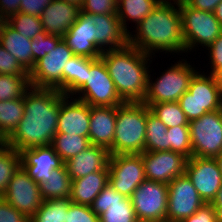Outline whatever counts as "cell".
Wrapping results in <instances>:
<instances>
[{"mask_svg":"<svg viewBox=\"0 0 222 222\" xmlns=\"http://www.w3.org/2000/svg\"><path fill=\"white\" fill-rule=\"evenodd\" d=\"M185 174L204 203H211L222 187V176L215 158L194 157L187 160Z\"/></svg>","mask_w":222,"mask_h":222,"instance_id":"cell-14","label":"cell"},{"mask_svg":"<svg viewBox=\"0 0 222 222\" xmlns=\"http://www.w3.org/2000/svg\"><path fill=\"white\" fill-rule=\"evenodd\" d=\"M62 1L71 2V3L77 4L79 6H81L82 2H83V0H62Z\"/></svg>","mask_w":222,"mask_h":222,"instance_id":"cell-55","label":"cell"},{"mask_svg":"<svg viewBox=\"0 0 222 222\" xmlns=\"http://www.w3.org/2000/svg\"><path fill=\"white\" fill-rule=\"evenodd\" d=\"M20 157L21 167L38 185L64 164L51 144L21 150Z\"/></svg>","mask_w":222,"mask_h":222,"instance_id":"cell-19","label":"cell"},{"mask_svg":"<svg viewBox=\"0 0 222 222\" xmlns=\"http://www.w3.org/2000/svg\"><path fill=\"white\" fill-rule=\"evenodd\" d=\"M29 74L18 60L0 44V75Z\"/></svg>","mask_w":222,"mask_h":222,"instance_id":"cell-42","label":"cell"},{"mask_svg":"<svg viewBox=\"0 0 222 222\" xmlns=\"http://www.w3.org/2000/svg\"><path fill=\"white\" fill-rule=\"evenodd\" d=\"M117 0H83L81 12L88 14H117Z\"/></svg>","mask_w":222,"mask_h":222,"instance_id":"cell-41","label":"cell"},{"mask_svg":"<svg viewBox=\"0 0 222 222\" xmlns=\"http://www.w3.org/2000/svg\"><path fill=\"white\" fill-rule=\"evenodd\" d=\"M100 58L104 61L120 98L128 103L143 102L152 57L128 44L120 49L103 51Z\"/></svg>","mask_w":222,"mask_h":222,"instance_id":"cell-3","label":"cell"},{"mask_svg":"<svg viewBox=\"0 0 222 222\" xmlns=\"http://www.w3.org/2000/svg\"><path fill=\"white\" fill-rule=\"evenodd\" d=\"M130 198L139 222H166L168 184L144 180Z\"/></svg>","mask_w":222,"mask_h":222,"instance_id":"cell-10","label":"cell"},{"mask_svg":"<svg viewBox=\"0 0 222 222\" xmlns=\"http://www.w3.org/2000/svg\"><path fill=\"white\" fill-rule=\"evenodd\" d=\"M214 14L222 26V1L216 6V9L214 10Z\"/></svg>","mask_w":222,"mask_h":222,"instance_id":"cell-51","label":"cell"},{"mask_svg":"<svg viewBox=\"0 0 222 222\" xmlns=\"http://www.w3.org/2000/svg\"><path fill=\"white\" fill-rule=\"evenodd\" d=\"M167 204L166 222H182L205 203L185 174L168 184Z\"/></svg>","mask_w":222,"mask_h":222,"instance_id":"cell-13","label":"cell"},{"mask_svg":"<svg viewBox=\"0 0 222 222\" xmlns=\"http://www.w3.org/2000/svg\"><path fill=\"white\" fill-rule=\"evenodd\" d=\"M73 55L98 59L101 52L91 43L90 14L81 12L75 23L63 35Z\"/></svg>","mask_w":222,"mask_h":222,"instance_id":"cell-24","label":"cell"},{"mask_svg":"<svg viewBox=\"0 0 222 222\" xmlns=\"http://www.w3.org/2000/svg\"><path fill=\"white\" fill-rule=\"evenodd\" d=\"M146 180L169 184L174 178L185 175L188 158L181 153L144 151L141 153Z\"/></svg>","mask_w":222,"mask_h":222,"instance_id":"cell-16","label":"cell"},{"mask_svg":"<svg viewBox=\"0 0 222 222\" xmlns=\"http://www.w3.org/2000/svg\"><path fill=\"white\" fill-rule=\"evenodd\" d=\"M71 181L64 164L60 168L54 169L46 181L39 184L43 200L70 198Z\"/></svg>","mask_w":222,"mask_h":222,"instance_id":"cell-29","label":"cell"},{"mask_svg":"<svg viewBox=\"0 0 222 222\" xmlns=\"http://www.w3.org/2000/svg\"><path fill=\"white\" fill-rule=\"evenodd\" d=\"M80 13L81 8L77 4L52 0L43 10L40 20L47 34L63 37Z\"/></svg>","mask_w":222,"mask_h":222,"instance_id":"cell-21","label":"cell"},{"mask_svg":"<svg viewBox=\"0 0 222 222\" xmlns=\"http://www.w3.org/2000/svg\"><path fill=\"white\" fill-rule=\"evenodd\" d=\"M167 127L148 107L146 122L145 151H167Z\"/></svg>","mask_w":222,"mask_h":222,"instance_id":"cell-32","label":"cell"},{"mask_svg":"<svg viewBox=\"0 0 222 222\" xmlns=\"http://www.w3.org/2000/svg\"><path fill=\"white\" fill-rule=\"evenodd\" d=\"M66 222H99L91 206L71 202L66 211Z\"/></svg>","mask_w":222,"mask_h":222,"instance_id":"cell-40","label":"cell"},{"mask_svg":"<svg viewBox=\"0 0 222 222\" xmlns=\"http://www.w3.org/2000/svg\"><path fill=\"white\" fill-rule=\"evenodd\" d=\"M99 222H139L131 198L106 185L91 205Z\"/></svg>","mask_w":222,"mask_h":222,"instance_id":"cell-18","label":"cell"},{"mask_svg":"<svg viewBox=\"0 0 222 222\" xmlns=\"http://www.w3.org/2000/svg\"><path fill=\"white\" fill-rule=\"evenodd\" d=\"M51 145L65 162L87 149L91 143L89 138L85 136L56 133Z\"/></svg>","mask_w":222,"mask_h":222,"instance_id":"cell-31","label":"cell"},{"mask_svg":"<svg viewBox=\"0 0 222 222\" xmlns=\"http://www.w3.org/2000/svg\"><path fill=\"white\" fill-rule=\"evenodd\" d=\"M30 88L29 74L0 75V101L22 98Z\"/></svg>","mask_w":222,"mask_h":222,"instance_id":"cell-36","label":"cell"},{"mask_svg":"<svg viewBox=\"0 0 222 222\" xmlns=\"http://www.w3.org/2000/svg\"><path fill=\"white\" fill-rule=\"evenodd\" d=\"M1 197L28 218L38 211L44 201L39 185L22 167L13 175L6 192Z\"/></svg>","mask_w":222,"mask_h":222,"instance_id":"cell-15","label":"cell"},{"mask_svg":"<svg viewBox=\"0 0 222 222\" xmlns=\"http://www.w3.org/2000/svg\"><path fill=\"white\" fill-rule=\"evenodd\" d=\"M189 61L179 59L160 77L152 81L150 70L148 74L147 93L144 104H158L163 102H176L188 91L190 81L197 72Z\"/></svg>","mask_w":222,"mask_h":222,"instance_id":"cell-5","label":"cell"},{"mask_svg":"<svg viewBox=\"0 0 222 222\" xmlns=\"http://www.w3.org/2000/svg\"><path fill=\"white\" fill-rule=\"evenodd\" d=\"M167 136V150L181 153L188 159L193 156L189 126L167 128Z\"/></svg>","mask_w":222,"mask_h":222,"instance_id":"cell-37","label":"cell"},{"mask_svg":"<svg viewBox=\"0 0 222 222\" xmlns=\"http://www.w3.org/2000/svg\"><path fill=\"white\" fill-rule=\"evenodd\" d=\"M194 157L215 158L222 153V111L208 112L189 122Z\"/></svg>","mask_w":222,"mask_h":222,"instance_id":"cell-9","label":"cell"},{"mask_svg":"<svg viewBox=\"0 0 222 222\" xmlns=\"http://www.w3.org/2000/svg\"><path fill=\"white\" fill-rule=\"evenodd\" d=\"M72 50L67 46L63 38L55 49L35 62L29 72L31 87L56 89L62 92V73L68 65V60L73 57Z\"/></svg>","mask_w":222,"mask_h":222,"instance_id":"cell-11","label":"cell"},{"mask_svg":"<svg viewBox=\"0 0 222 222\" xmlns=\"http://www.w3.org/2000/svg\"><path fill=\"white\" fill-rule=\"evenodd\" d=\"M222 0H186L185 3L197 10H202L206 12H214L216 6Z\"/></svg>","mask_w":222,"mask_h":222,"instance_id":"cell-47","label":"cell"},{"mask_svg":"<svg viewBox=\"0 0 222 222\" xmlns=\"http://www.w3.org/2000/svg\"><path fill=\"white\" fill-rule=\"evenodd\" d=\"M215 159L218 163L219 169L221 171V176H222V153L220 155L216 156Z\"/></svg>","mask_w":222,"mask_h":222,"instance_id":"cell-54","label":"cell"},{"mask_svg":"<svg viewBox=\"0 0 222 222\" xmlns=\"http://www.w3.org/2000/svg\"><path fill=\"white\" fill-rule=\"evenodd\" d=\"M61 39L62 37L47 34L45 31L38 33L31 41L33 67L36 61L45 57L51 49H55Z\"/></svg>","mask_w":222,"mask_h":222,"instance_id":"cell-39","label":"cell"},{"mask_svg":"<svg viewBox=\"0 0 222 222\" xmlns=\"http://www.w3.org/2000/svg\"><path fill=\"white\" fill-rule=\"evenodd\" d=\"M210 204L215 208L219 214L220 219L222 220V187L217 192L215 198Z\"/></svg>","mask_w":222,"mask_h":222,"instance_id":"cell-49","label":"cell"},{"mask_svg":"<svg viewBox=\"0 0 222 222\" xmlns=\"http://www.w3.org/2000/svg\"><path fill=\"white\" fill-rule=\"evenodd\" d=\"M24 115V99L0 101V135L6 140Z\"/></svg>","mask_w":222,"mask_h":222,"instance_id":"cell-30","label":"cell"},{"mask_svg":"<svg viewBox=\"0 0 222 222\" xmlns=\"http://www.w3.org/2000/svg\"><path fill=\"white\" fill-rule=\"evenodd\" d=\"M132 32L129 33V45L151 57L156 51L185 53L179 4L160 3Z\"/></svg>","mask_w":222,"mask_h":222,"instance_id":"cell-2","label":"cell"},{"mask_svg":"<svg viewBox=\"0 0 222 222\" xmlns=\"http://www.w3.org/2000/svg\"><path fill=\"white\" fill-rule=\"evenodd\" d=\"M31 41L32 39L22 36L8 23L0 32V44L18 60L28 73L33 68Z\"/></svg>","mask_w":222,"mask_h":222,"instance_id":"cell-26","label":"cell"},{"mask_svg":"<svg viewBox=\"0 0 222 222\" xmlns=\"http://www.w3.org/2000/svg\"><path fill=\"white\" fill-rule=\"evenodd\" d=\"M7 23L8 19L3 15V13L0 10V32L5 28Z\"/></svg>","mask_w":222,"mask_h":222,"instance_id":"cell-52","label":"cell"},{"mask_svg":"<svg viewBox=\"0 0 222 222\" xmlns=\"http://www.w3.org/2000/svg\"><path fill=\"white\" fill-rule=\"evenodd\" d=\"M62 73V93L72 96L85 82L90 72V58L74 55Z\"/></svg>","mask_w":222,"mask_h":222,"instance_id":"cell-27","label":"cell"},{"mask_svg":"<svg viewBox=\"0 0 222 222\" xmlns=\"http://www.w3.org/2000/svg\"><path fill=\"white\" fill-rule=\"evenodd\" d=\"M91 43L102 53L129 44V34L117 14H90Z\"/></svg>","mask_w":222,"mask_h":222,"instance_id":"cell-17","label":"cell"},{"mask_svg":"<svg viewBox=\"0 0 222 222\" xmlns=\"http://www.w3.org/2000/svg\"><path fill=\"white\" fill-rule=\"evenodd\" d=\"M109 184V169H103L71 181L70 200L91 206L103 188Z\"/></svg>","mask_w":222,"mask_h":222,"instance_id":"cell-25","label":"cell"},{"mask_svg":"<svg viewBox=\"0 0 222 222\" xmlns=\"http://www.w3.org/2000/svg\"><path fill=\"white\" fill-rule=\"evenodd\" d=\"M71 202L70 198L44 200L29 222H66V211Z\"/></svg>","mask_w":222,"mask_h":222,"instance_id":"cell-33","label":"cell"},{"mask_svg":"<svg viewBox=\"0 0 222 222\" xmlns=\"http://www.w3.org/2000/svg\"><path fill=\"white\" fill-rule=\"evenodd\" d=\"M161 3H174V4H181L184 3L186 0H159ZM173 1V2H172Z\"/></svg>","mask_w":222,"mask_h":222,"instance_id":"cell-53","label":"cell"},{"mask_svg":"<svg viewBox=\"0 0 222 222\" xmlns=\"http://www.w3.org/2000/svg\"><path fill=\"white\" fill-rule=\"evenodd\" d=\"M221 111H222V91H221Z\"/></svg>","mask_w":222,"mask_h":222,"instance_id":"cell-57","label":"cell"},{"mask_svg":"<svg viewBox=\"0 0 222 222\" xmlns=\"http://www.w3.org/2000/svg\"><path fill=\"white\" fill-rule=\"evenodd\" d=\"M20 167V152L4 144L0 148V197L6 192L9 181Z\"/></svg>","mask_w":222,"mask_h":222,"instance_id":"cell-35","label":"cell"},{"mask_svg":"<svg viewBox=\"0 0 222 222\" xmlns=\"http://www.w3.org/2000/svg\"><path fill=\"white\" fill-rule=\"evenodd\" d=\"M20 2L21 0H0V10L8 19L20 12Z\"/></svg>","mask_w":222,"mask_h":222,"instance_id":"cell-48","label":"cell"},{"mask_svg":"<svg viewBox=\"0 0 222 222\" xmlns=\"http://www.w3.org/2000/svg\"><path fill=\"white\" fill-rule=\"evenodd\" d=\"M206 49L209 51L208 58H210L209 62H211V71L209 73L212 74L218 67L222 66V33Z\"/></svg>","mask_w":222,"mask_h":222,"instance_id":"cell-45","label":"cell"},{"mask_svg":"<svg viewBox=\"0 0 222 222\" xmlns=\"http://www.w3.org/2000/svg\"><path fill=\"white\" fill-rule=\"evenodd\" d=\"M146 105L167 128L189 126V121L187 120L185 113L182 111L178 101Z\"/></svg>","mask_w":222,"mask_h":222,"instance_id":"cell-34","label":"cell"},{"mask_svg":"<svg viewBox=\"0 0 222 222\" xmlns=\"http://www.w3.org/2000/svg\"><path fill=\"white\" fill-rule=\"evenodd\" d=\"M108 168L109 185L126 197L146 180L141 154L110 155Z\"/></svg>","mask_w":222,"mask_h":222,"instance_id":"cell-12","label":"cell"},{"mask_svg":"<svg viewBox=\"0 0 222 222\" xmlns=\"http://www.w3.org/2000/svg\"><path fill=\"white\" fill-rule=\"evenodd\" d=\"M72 98V96H66L61 92L57 133L89 138L90 106L86 102L76 99V97Z\"/></svg>","mask_w":222,"mask_h":222,"instance_id":"cell-20","label":"cell"},{"mask_svg":"<svg viewBox=\"0 0 222 222\" xmlns=\"http://www.w3.org/2000/svg\"><path fill=\"white\" fill-rule=\"evenodd\" d=\"M74 95L76 99L86 102L89 106H120L125 103L120 98L101 58H90V72H87L86 82L72 97Z\"/></svg>","mask_w":222,"mask_h":222,"instance_id":"cell-8","label":"cell"},{"mask_svg":"<svg viewBox=\"0 0 222 222\" xmlns=\"http://www.w3.org/2000/svg\"><path fill=\"white\" fill-rule=\"evenodd\" d=\"M8 24L24 37L34 39V37L44 31L40 17L17 13L8 18Z\"/></svg>","mask_w":222,"mask_h":222,"instance_id":"cell-38","label":"cell"},{"mask_svg":"<svg viewBox=\"0 0 222 222\" xmlns=\"http://www.w3.org/2000/svg\"><path fill=\"white\" fill-rule=\"evenodd\" d=\"M5 144L4 138L0 135V148Z\"/></svg>","mask_w":222,"mask_h":222,"instance_id":"cell-56","label":"cell"},{"mask_svg":"<svg viewBox=\"0 0 222 222\" xmlns=\"http://www.w3.org/2000/svg\"><path fill=\"white\" fill-rule=\"evenodd\" d=\"M52 0H21L20 13L40 17L45 7Z\"/></svg>","mask_w":222,"mask_h":222,"instance_id":"cell-46","label":"cell"},{"mask_svg":"<svg viewBox=\"0 0 222 222\" xmlns=\"http://www.w3.org/2000/svg\"><path fill=\"white\" fill-rule=\"evenodd\" d=\"M24 115L5 144L17 151L50 145L57 133L61 92L31 87L24 95Z\"/></svg>","mask_w":222,"mask_h":222,"instance_id":"cell-1","label":"cell"},{"mask_svg":"<svg viewBox=\"0 0 222 222\" xmlns=\"http://www.w3.org/2000/svg\"><path fill=\"white\" fill-rule=\"evenodd\" d=\"M218 212L210 203L203 204L193 215L182 222H220Z\"/></svg>","mask_w":222,"mask_h":222,"instance_id":"cell-43","label":"cell"},{"mask_svg":"<svg viewBox=\"0 0 222 222\" xmlns=\"http://www.w3.org/2000/svg\"><path fill=\"white\" fill-rule=\"evenodd\" d=\"M0 222H29V218L0 197Z\"/></svg>","mask_w":222,"mask_h":222,"instance_id":"cell-44","label":"cell"},{"mask_svg":"<svg viewBox=\"0 0 222 222\" xmlns=\"http://www.w3.org/2000/svg\"><path fill=\"white\" fill-rule=\"evenodd\" d=\"M117 106H90L89 140L91 145L110 149L113 145Z\"/></svg>","mask_w":222,"mask_h":222,"instance_id":"cell-22","label":"cell"},{"mask_svg":"<svg viewBox=\"0 0 222 222\" xmlns=\"http://www.w3.org/2000/svg\"><path fill=\"white\" fill-rule=\"evenodd\" d=\"M110 155L108 149L91 145L78 155L65 161L64 165L71 180H75L103 169H109Z\"/></svg>","mask_w":222,"mask_h":222,"instance_id":"cell-23","label":"cell"},{"mask_svg":"<svg viewBox=\"0 0 222 222\" xmlns=\"http://www.w3.org/2000/svg\"><path fill=\"white\" fill-rule=\"evenodd\" d=\"M212 76L219 86L220 90L222 91V66L218 67L213 73Z\"/></svg>","mask_w":222,"mask_h":222,"instance_id":"cell-50","label":"cell"},{"mask_svg":"<svg viewBox=\"0 0 222 222\" xmlns=\"http://www.w3.org/2000/svg\"><path fill=\"white\" fill-rule=\"evenodd\" d=\"M117 17L122 27L129 34L128 21L137 26L161 2L159 0H117ZM127 21V23H126Z\"/></svg>","mask_w":222,"mask_h":222,"instance_id":"cell-28","label":"cell"},{"mask_svg":"<svg viewBox=\"0 0 222 222\" xmlns=\"http://www.w3.org/2000/svg\"><path fill=\"white\" fill-rule=\"evenodd\" d=\"M197 71L192 77L188 91L180 98L179 104L187 120L198 119L208 112L221 109V90L212 74Z\"/></svg>","mask_w":222,"mask_h":222,"instance_id":"cell-6","label":"cell"},{"mask_svg":"<svg viewBox=\"0 0 222 222\" xmlns=\"http://www.w3.org/2000/svg\"><path fill=\"white\" fill-rule=\"evenodd\" d=\"M182 16V34L185 52L199 47L208 48L222 33V26L215 17L214 12L194 9L185 2L179 4Z\"/></svg>","mask_w":222,"mask_h":222,"instance_id":"cell-7","label":"cell"},{"mask_svg":"<svg viewBox=\"0 0 222 222\" xmlns=\"http://www.w3.org/2000/svg\"><path fill=\"white\" fill-rule=\"evenodd\" d=\"M148 106L143 102H125L117 106L115 135L111 155L141 154L145 151Z\"/></svg>","mask_w":222,"mask_h":222,"instance_id":"cell-4","label":"cell"}]
</instances>
